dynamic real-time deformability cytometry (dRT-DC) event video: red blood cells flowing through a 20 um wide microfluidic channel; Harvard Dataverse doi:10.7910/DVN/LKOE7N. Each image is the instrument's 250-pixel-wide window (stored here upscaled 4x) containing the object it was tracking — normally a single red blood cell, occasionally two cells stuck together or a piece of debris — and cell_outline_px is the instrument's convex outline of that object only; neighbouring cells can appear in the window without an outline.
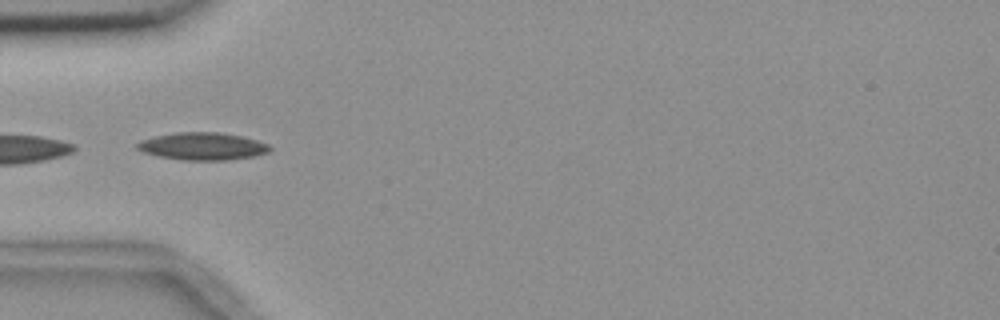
{"species": "common noctule bat (a hibernating species)", "species_latin": "Nyctalus noctula", "temperature_condition": "room temperature", "stored_images_in_passage": 22, "camera_frame_rate_fps": 3000, "um_per_image_px": 0.085, "animal": {"sex": "female", "body_mass_g": 18.4}, "frame": {"image": 1, "passage_image": 18, "time_ms": 5.667, "image_size_px": [1000, 320], "cell_outline_px": [[272, 148], [268, 152], [256, 156], [228, 160], [180, 160], [160, 156], [144, 152], [136, 148], [136, 144], [140, 140], [156, 136], [176, 132], [220, 132], [240, 136], [256, 140], [268, 144]], "centroid_in_image_um": [17.22, 12.43], "position_along_channel_um": 67.8, "area_um2": 21.21}}